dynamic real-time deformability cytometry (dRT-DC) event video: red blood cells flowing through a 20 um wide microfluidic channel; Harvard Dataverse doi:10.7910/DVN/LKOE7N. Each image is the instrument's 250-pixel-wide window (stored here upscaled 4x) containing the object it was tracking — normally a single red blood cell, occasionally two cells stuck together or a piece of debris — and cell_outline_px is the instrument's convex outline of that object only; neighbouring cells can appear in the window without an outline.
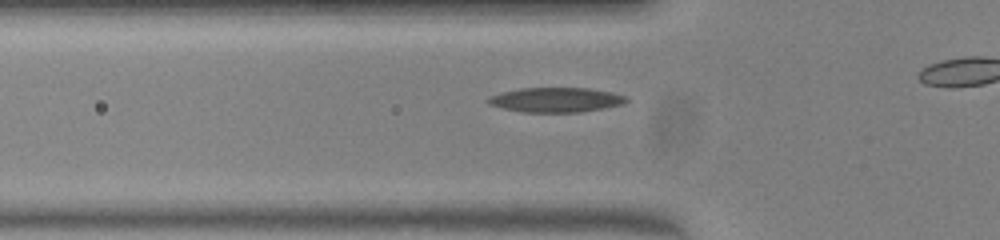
{"species": "common noctule bat (a hibernating species)", "species_latin": "Nyctalus noctula", "temperature_condition": "warm", "stored_images_in_passage": 30, "camera_frame_rate_fps": 3000, "um_per_image_px": 0.085, "animal": {"sex": "female", "body_mass_g": 23.0, "forearm_length_mm": 53.4}, "frame": {"image": 1, "passage_image": 6, "time_ms": 1.667, "image_size_px": [1000, 240], "cell_outline_px": [[628, 100], [624, 104], [604, 108], [580, 112], [520, 112], [488, 104], [484, 100], [488, 96], [520, 88], [588, 88], [612, 92], [624, 96]], "centroid_in_image_um": [47.22, 8.49], "position_along_channel_um": 78.6, "area_um2": 19.88}}
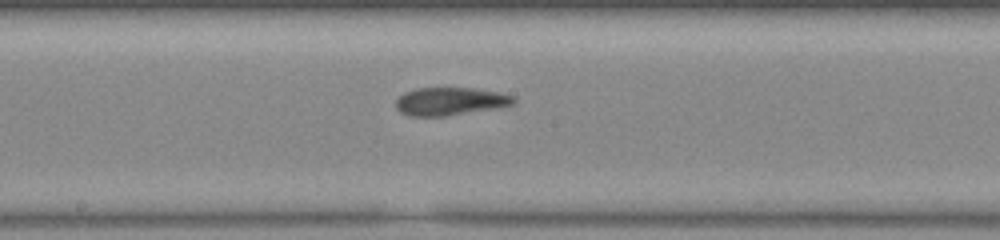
{"frame": {"image": 2, "passage_image": 16, "time_ms": 5.0, "image_size_px": [1000, 240], "cell_outline_px": [[516, 104], [496, 108], [448, 116], [412, 116], [400, 112], [396, 108], [396, 100], [404, 92], [416, 88], [476, 88], [500, 92], [516, 96]], "centroid_in_image_um": [38.31, 8.61], "position_along_channel_um": 209.9, "area_um2": 19.42}}
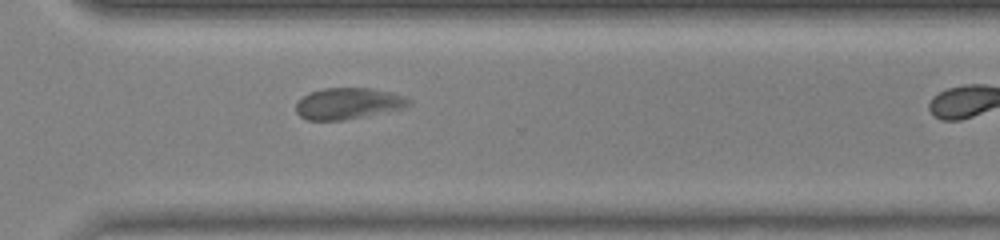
{"frame": {"image": 3, "passage_image": 26, "time_ms": 8.333, "image_size_px": [1000, 240], "cell_outline_px": [[412, 104], [408, 108], [344, 120], [304, 120], [296, 112], [296, 104], [308, 92], [324, 88], [372, 88], [392, 92], [404, 96], [412, 100]], "centroid_in_image_um": [29.65, 8.8], "position_along_channel_um": 341.0, "area_um2": 20.92}}